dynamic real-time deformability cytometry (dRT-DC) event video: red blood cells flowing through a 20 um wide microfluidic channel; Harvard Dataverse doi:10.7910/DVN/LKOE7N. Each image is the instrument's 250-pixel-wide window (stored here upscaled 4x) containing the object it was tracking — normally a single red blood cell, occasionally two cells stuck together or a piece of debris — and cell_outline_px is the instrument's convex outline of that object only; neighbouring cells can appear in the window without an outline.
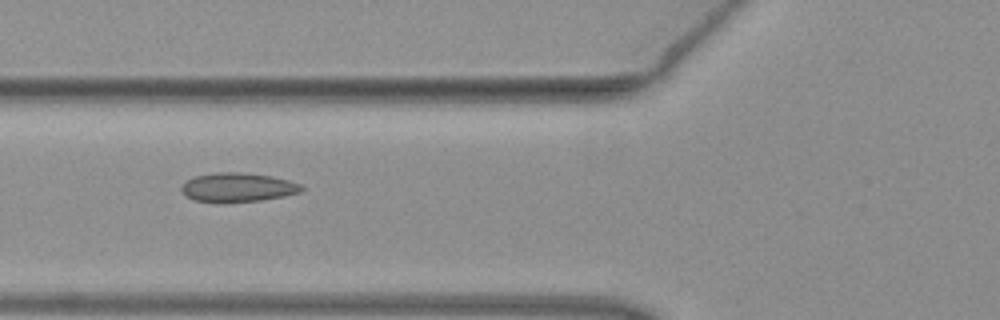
{"species": "common noctule bat (a hibernating species)", "species_latin": "Nyctalus noctula", "temperature_condition": "warm", "stored_images_in_passage": 15, "camera_frame_rate_fps": 3000, "um_per_image_px": 0.085, "animal": {"sex": "female", "body_mass_g": 19.3, "forearm_length_mm": 54.1}, "frame": {"image": 1, "passage_image": 3, "time_ms": 0.667, "image_size_px": [1000, 320], "cell_outline_px": [[304, 188], [300, 192], [284, 196], [260, 200], [192, 200], [184, 196], [180, 188], [188, 180], [196, 176], [216, 172], [240, 172], [272, 176], [288, 180], [300, 184]], "centroid_in_image_um": [20.22, 15.89], "position_along_channel_um": 105.6, "area_um2": 19.65}}
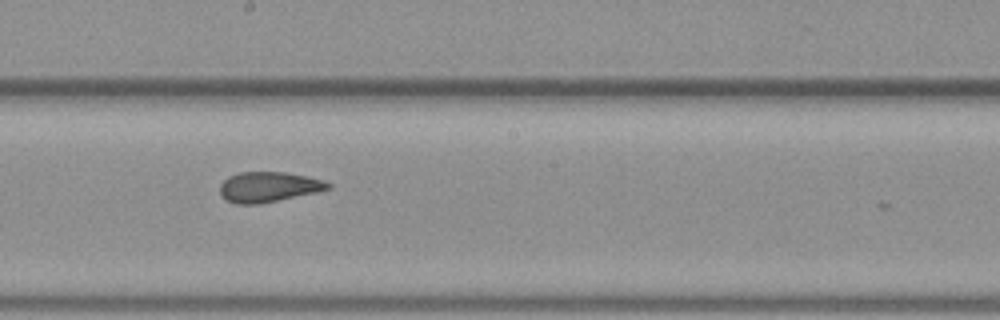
{"frame": {"image": 2, "passage_image": 12, "time_ms": 3.667, "image_size_px": [1000, 320], "cell_outline_px": [[332, 188], [316, 192], [260, 204], [236, 204], [228, 200], [220, 192], [220, 184], [228, 176], [240, 172], [284, 172], [308, 176], [324, 180], [332, 184]], "centroid_in_image_um": [22.85, 15.88], "position_along_channel_um": 225.3, "area_um2": 19.02}}